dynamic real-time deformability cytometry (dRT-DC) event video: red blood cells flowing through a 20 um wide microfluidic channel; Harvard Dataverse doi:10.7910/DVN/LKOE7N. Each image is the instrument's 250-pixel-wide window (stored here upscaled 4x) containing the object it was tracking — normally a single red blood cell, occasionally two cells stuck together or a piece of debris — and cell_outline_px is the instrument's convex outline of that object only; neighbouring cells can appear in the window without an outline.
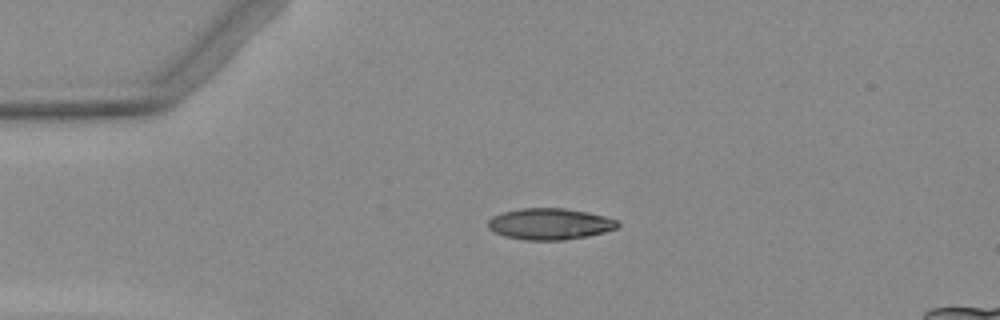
{"species": "Egyptian fruit bat (a non-hibernating species)", "species_latin": "Rousettus aegyptiacus", "temperature_condition": "warm", "stored_images_in_passage": 7, "camera_frame_rate_fps": 3000, "um_per_image_px": 0.085, "animal": {"sex": "female"}, "frame": {"image": 1, "passage_image": 3, "time_ms": 3.333, "image_size_px": [1000, 320], "cell_outline_px": [[620, 224], [616, 228], [604, 232], [588, 236], [564, 240], [528, 240], [504, 236], [492, 232], [488, 228], [488, 220], [492, 216], [504, 212], [520, 208], [564, 208], [588, 212], [604, 216], [616, 220]], "centroid_in_image_um": [46.71, 19.03], "position_along_channel_um": 38.3, "area_um2": 23.7}}
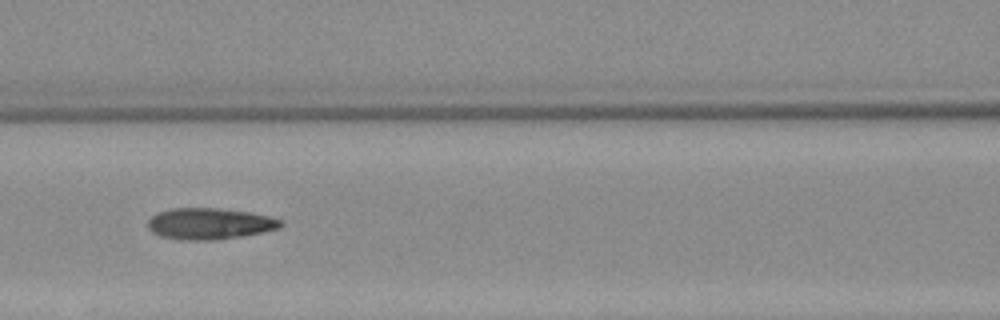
{"frame": {"image": 2, "passage_image": 6, "time_ms": 7.0, "image_size_px": [1000, 320], "cell_outline_px": [[284, 224], [280, 228], [240, 236], [212, 240], [180, 240], [160, 236], [152, 232], [148, 228], [148, 220], [156, 212], [172, 208], [216, 208], [248, 212], [268, 216], [284, 220]], "centroid_in_image_um": [17.79, 19.01], "position_along_channel_um": 148.8, "area_um2": 24.22}}
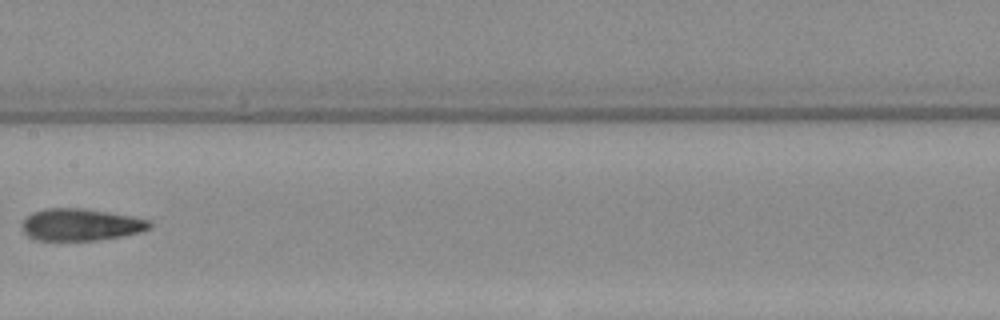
{"frame": {"image": 3, "passage_image": 7, "time_ms": 8.333, "image_size_px": [1000, 320], "cell_outline_px": [[152, 228], [140, 232], [120, 236], [96, 240], [36, 240], [28, 236], [24, 232], [20, 224], [32, 212], [44, 208], [80, 208], [108, 212], [132, 216], [148, 220], [152, 224]], "centroid_in_image_um": [6.84, 19.09], "position_along_channel_um": 200.6, "area_um2": 23.76}}